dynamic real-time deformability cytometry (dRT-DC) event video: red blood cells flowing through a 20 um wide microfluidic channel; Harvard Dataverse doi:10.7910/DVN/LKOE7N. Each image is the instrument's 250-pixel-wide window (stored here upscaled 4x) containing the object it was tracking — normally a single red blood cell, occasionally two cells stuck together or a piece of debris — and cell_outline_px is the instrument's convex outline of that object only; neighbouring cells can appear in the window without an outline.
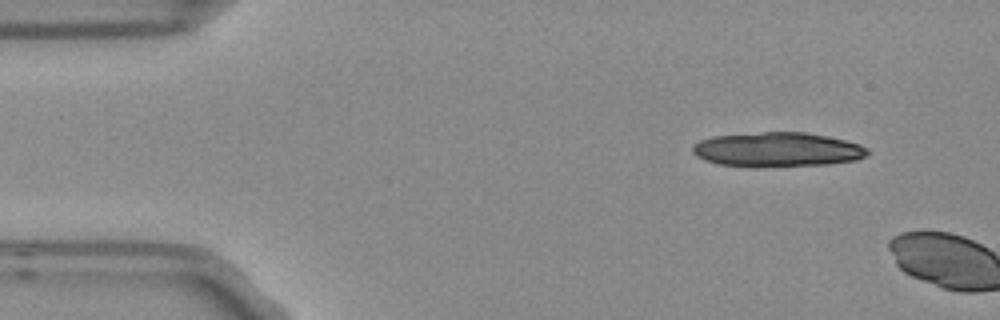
{"species": "Egyptian fruit bat (a non-hibernating species)", "species_latin": "Rousettus aegyptiacus", "temperature_condition": "room temperature", "stored_images_in_passage": 2, "camera_frame_rate_fps": 3000, "um_per_image_px": 0.085, "frame": {"image": 1, "passage_image": 1, "time_ms": 0.0, "image_size_px": [1000, 320], "cell_outline_px": [[872, 152], [868, 156], [856, 160], [828, 164], [756, 168], [748, 168], [716, 164], [704, 160], [696, 156], [692, 152], [692, 148], [700, 140], [712, 136], [760, 132], [804, 132], [828, 136], [860, 144], [868, 148]], "centroid_in_image_um": [66.08, 12.73], "position_along_channel_um": 18.9, "area_um2": 35.89}}